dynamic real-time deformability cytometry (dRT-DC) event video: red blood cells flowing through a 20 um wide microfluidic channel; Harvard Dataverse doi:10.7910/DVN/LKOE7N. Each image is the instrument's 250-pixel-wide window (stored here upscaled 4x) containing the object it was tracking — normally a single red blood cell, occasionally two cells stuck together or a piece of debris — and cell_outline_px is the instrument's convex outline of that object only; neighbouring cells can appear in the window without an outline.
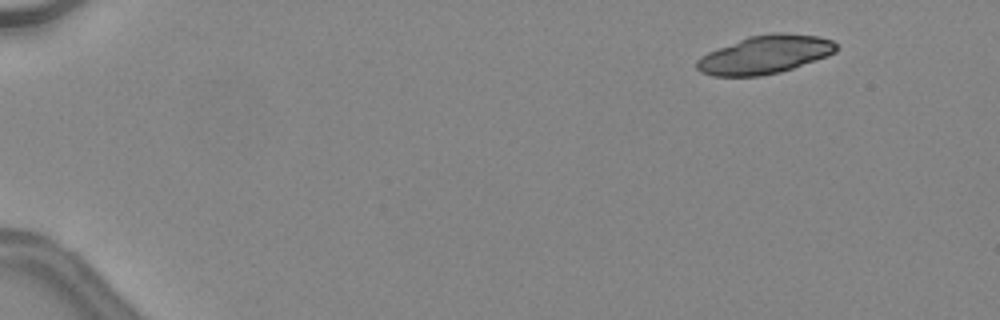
{"species": "common noctule bat (a hibernating species)", "species_latin": "Nyctalus noctula", "temperature_condition": "warm", "stored_images_in_passage": 42, "camera_frame_rate_fps": 3000, "um_per_image_px": 0.085, "animal": {"sex": "female", "body_mass_g": 24.6, "forearm_length_mm": 56.2}, "frame": {"image": 1, "passage_image": 1, "time_ms": 0.0, "image_size_px": [1000, 320], "cell_outline_px": [[836, 52], [828, 56], [780, 72], [760, 76], [712, 76], [700, 72], [696, 68], [696, 60], [700, 56], [716, 48], [748, 36], [772, 32], [784, 32], [820, 36], [832, 40], [836, 44]], "centroid_in_image_um": [65.0, 4.63], "position_along_channel_um": 20.0, "area_um2": 31.39}, "authors_computed_cell_mechanics": {"area_um2": 26.2123, "velocity_mm_per_s": 4.5565, "shape_relaxation_time_tau1_ms": 4.768, "shape_relaxation_time_tau2_ms": 10.5974, "deformation_change_tau1": 0.1934, "deformation_change_tau2": 0.2228}}